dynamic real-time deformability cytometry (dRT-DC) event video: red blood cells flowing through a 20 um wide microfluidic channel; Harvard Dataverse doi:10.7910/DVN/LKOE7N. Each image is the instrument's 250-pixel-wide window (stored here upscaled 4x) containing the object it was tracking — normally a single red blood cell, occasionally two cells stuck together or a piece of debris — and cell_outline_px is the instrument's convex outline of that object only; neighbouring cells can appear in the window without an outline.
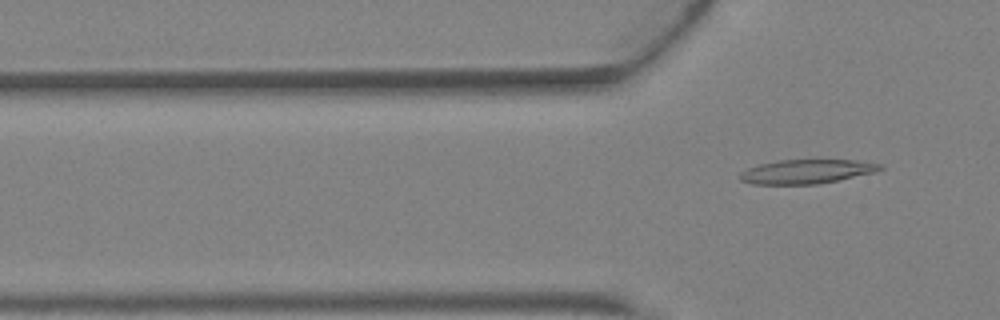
{"species": "Egyptian fruit bat (a non-hibernating species)", "species_latin": "Rousettus aegyptiacus", "temperature_condition": "warm", "stored_images_in_passage": 5, "camera_frame_rate_fps": 3000, "um_per_image_px": 0.085, "animal": {"sex": "female"}, "frame": {"image": 1, "passage_image": 5, "time_ms": 1.333, "image_size_px": [1000, 320], "cell_outline_px": [[884, 168], [876, 172], [816, 184], [752, 184], [740, 180], [740, 172], [748, 168], [760, 164], [780, 160], [856, 160], [884, 164]], "centroid_in_image_um": [68.59, 14.57], "position_along_channel_um": 57.2, "area_um2": 19.59}}